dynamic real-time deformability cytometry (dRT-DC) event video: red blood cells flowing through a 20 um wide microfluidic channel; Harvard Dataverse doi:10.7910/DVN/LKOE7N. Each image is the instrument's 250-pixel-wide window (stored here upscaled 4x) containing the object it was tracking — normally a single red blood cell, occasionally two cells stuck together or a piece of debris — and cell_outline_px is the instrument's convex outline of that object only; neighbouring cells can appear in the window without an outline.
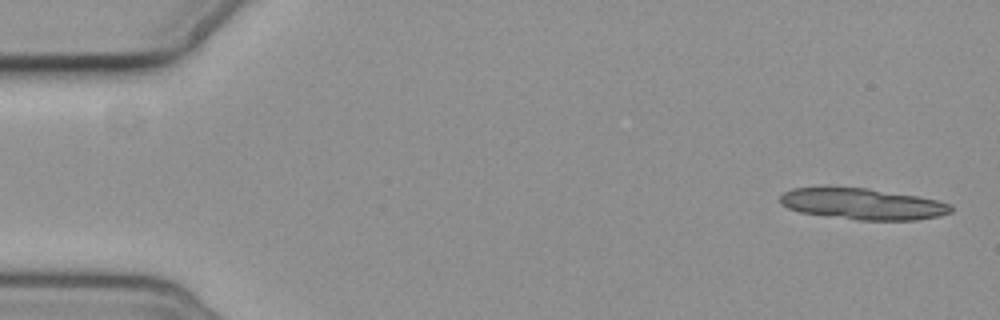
{"species": "common noctule bat (a hibernating species)", "species_latin": "Nyctalus noctula", "temperature_condition": "cold", "stored_images_in_passage": 5, "camera_frame_rate_fps": 3000, "um_per_image_px": 0.085, "animal": {"sex": "female", "body_mass_g": 19.3, "forearm_length_mm": 54.1}, "frame": {"image": 1, "passage_image": 1, "time_ms": 0.0, "image_size_px": [1000, 320], "cell_outline_px": [[952, 212], [940, 216], [916, 220], [856, 220], [800, 212], [788, 208], [780, 204], [780, 196], [784, 192], [792, 188], [868, 188], [920, 196], [940, 200], [952, 204]], "centroid_in_image_um": [73.39, 17.34], "position_along_channel_um": 11.6, "area_um2": 31.15}}